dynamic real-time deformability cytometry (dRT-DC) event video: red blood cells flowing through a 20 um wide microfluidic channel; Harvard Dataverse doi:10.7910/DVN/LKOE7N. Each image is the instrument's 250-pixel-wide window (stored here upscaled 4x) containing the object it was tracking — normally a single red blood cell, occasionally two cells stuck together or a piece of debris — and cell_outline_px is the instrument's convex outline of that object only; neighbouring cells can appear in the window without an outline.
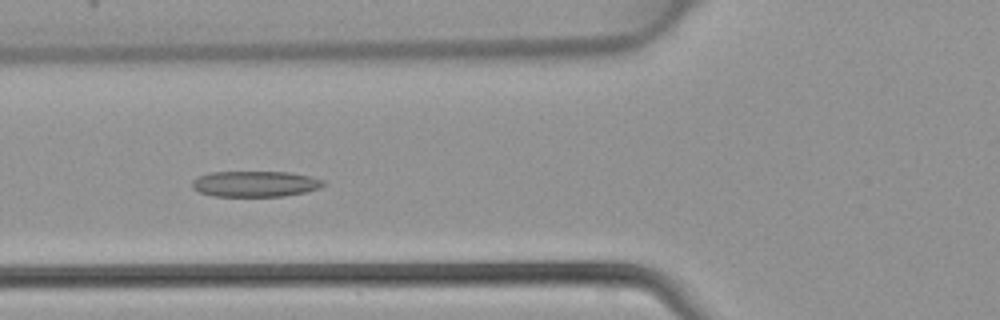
{"species": "common noctule bat (a hibernating species)", "species_latin": "Nyctalus noctula", "temperature_condition": "warm", "stored_images_in_passage": 3, "camera_frame_rate_fps": 3000, "um_per_image_px": 0.085, "animal": {"sex": "female", "body_mass_g": 22.7, "forearm_length_mm": 54.2}, "frame": {"image": 1, "passage_image": 3, "time_ms": 0.667, "image_size_px": [1000, 320], "cell_outline_px": [[328, 184], [320, 188], [304, 192], [284, 196], [212, 196], [200, 192], [192, 188], [192, 180], [196, 176], [208, 172], [288, 172], [308, 176], [324, 180]], "centroid_in_image_um": [21.67, 15.62], "position_along_channel_um": 104.1, "area_um2": 19.88}}